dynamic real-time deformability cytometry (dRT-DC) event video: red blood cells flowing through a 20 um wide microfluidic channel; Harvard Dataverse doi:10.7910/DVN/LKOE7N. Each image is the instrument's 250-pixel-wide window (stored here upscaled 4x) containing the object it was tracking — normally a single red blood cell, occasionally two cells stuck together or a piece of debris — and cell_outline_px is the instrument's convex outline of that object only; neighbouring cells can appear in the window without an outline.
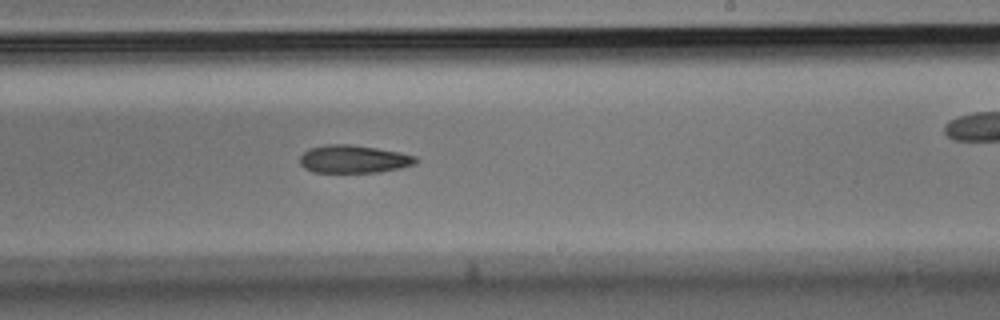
{"species": "Egyptian fruit bat (a non-hibernating species)", "species_latin": "Rousettus aegyptiacus", "temperature_condition": "room temperature", "stored_images_in_passage": 35, "camera_frame_rate_fps": 3000, "um_per_image_px": 0.085, "animal": {"sex": "male"}, "frame": {"image": 1, "passage_image": 20, "time_ms": 6.333, "image_size_px": [1000, 320], "cell_outline_px": [[420, 160], [416, 164], [400, 168], [380, 172], [312, 172], [304, 168], [300, 164], [300, 156], [308, 148], [324, 144], [352, 144], [400, 152], [416, 156]], "centroid_in_image_um": [30.07, 13.52], "position_along_channel_um": 258.9, "area_um2": 19.07}}